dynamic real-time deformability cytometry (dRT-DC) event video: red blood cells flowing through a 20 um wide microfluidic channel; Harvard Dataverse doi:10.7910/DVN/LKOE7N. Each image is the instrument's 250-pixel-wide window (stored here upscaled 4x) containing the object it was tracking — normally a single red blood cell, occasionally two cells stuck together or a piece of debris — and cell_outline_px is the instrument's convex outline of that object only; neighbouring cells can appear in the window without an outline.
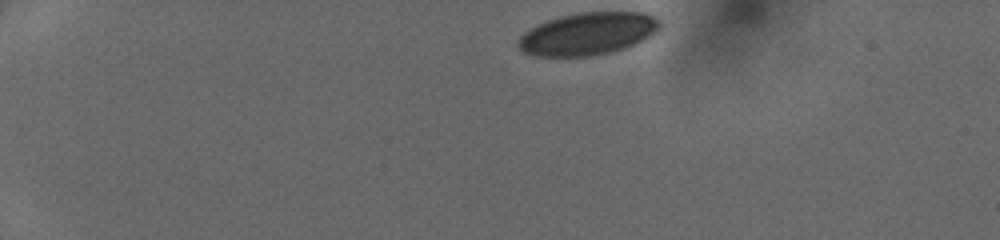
{"species": "human", "species_latin": "Homo sapiens", "temperature_condition": "cold", "stored_images_in_passage": 40, "camera_frame_rate_fps": 3000, "um_per_image_px": 0.085, "donor": {"sex": "female"}, "frame": {"image": 1, "passage_image": 1, "time_ms": 0.0, "image_size_px": [1000, 240], "cell_outline_px": [[660, 28], [656, 32], [636, 44], [612, 52], [592, 56], [536, 56], [524, 52], [516, 44], [516, 40], [524, 32], [536, 24], [560, 16], [580, 12], [644, 12], [660, 20]], "centroid_in_image_um": [49.95, 2.87], "position_along_channel_um": 35.1, "area_um2": 35.2}}
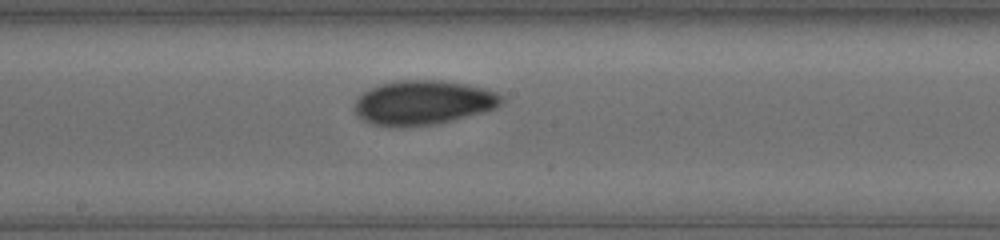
{"frame": {"image": 2, "passage_image": 20, "time_ms": 6.333, "image_size_px": [1000, 240], "cell_outline_px": [[504, 104], [496, 108], [484, 112], [436, 124], [400, 128], [368, 124], [356, 116], [352, 108], [356, 100], [364, 92], [380, 84], [396, 80], [444, 80], [468, 84], [488, 88], [504, 96]], "centroid_in_image_um": [35.98, 8.73], "position_along_channel_um": 212.2, "area_um2": 38.9}}
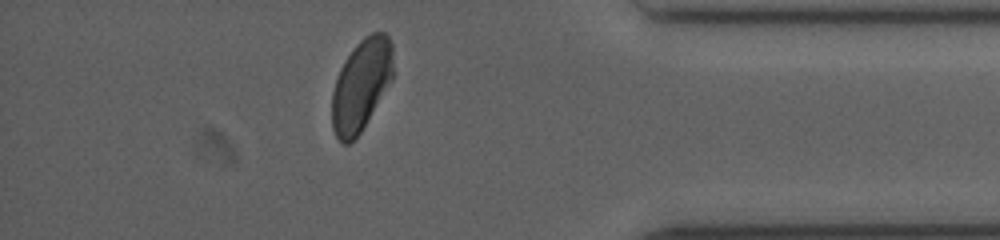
{"frame": {"image": 3, "passage_image": 35, "time_ms": 11.333, "image_size_px": [1000, 240], "cell_outline_px": [[392, 80], [360, 132], [348, 144], [344, 144], [336, 136], [332, 128], [332, 92], [340, 68], [344, 60], [352, 48], [364, 36], [372, 32], [384, 32], [388, 36], [392, 44]], "centroid_in_image_um": [30.69, 7.19], "position_along_channel_um": 404.5, "area_um2": 32.43}}